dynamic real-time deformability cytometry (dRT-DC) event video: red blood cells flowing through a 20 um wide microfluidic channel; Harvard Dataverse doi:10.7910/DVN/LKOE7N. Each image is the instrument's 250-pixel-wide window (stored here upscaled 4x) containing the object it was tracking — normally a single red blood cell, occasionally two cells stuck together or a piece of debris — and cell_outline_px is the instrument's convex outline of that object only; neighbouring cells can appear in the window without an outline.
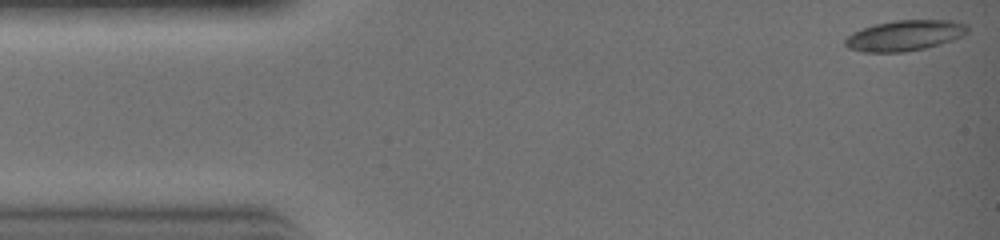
{"species": "common noctule bat (a hibernating species)", "species_latin": "Nyctalus noctula", "temperature_condition": "warm", "stored_images_in_passage": 12, "camera_frame_rate_fps": 3000, "um_per_image_px": 0.085, "animal": {"sex": "female", "body_mass_g": 19.0, "forearm_length_mm": 51.5}, "frame": {"image": 1, "passage_image": 1, "time_ms": 0.0, "image_size_px": [1000, 240], "cell_outline_px": [[968, 32], [952, 40], [924, 48], [904, 52], [864, 52], [848, 48], [844, 44], [844, 40], [852, 32], [876, 24], [896, 20], [952, 20], [968, 24]], "centroid_in_image_um": [76.9, 3.01], "position_along_channel_um": 8.1, "area_um2": 21.68}}
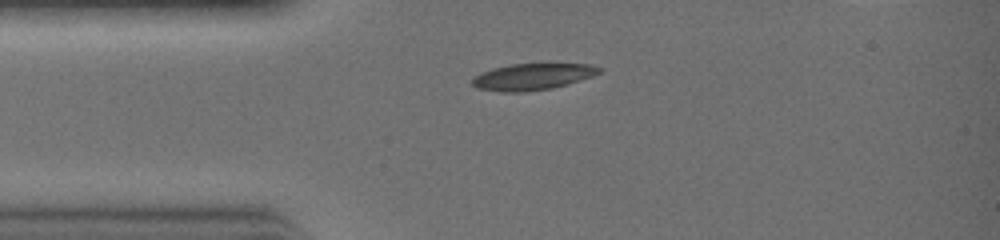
{"frame": {"image": 2, "passage_image": 7, "time_ms": 2.0, "image_size_px": [1000, 240], "cell_outline_px": [[604, 68], [600, 72], [592, 76], [552, 88], [524, 92], [500, 92], [476, 88], [472, 84], [472, 80], [476, 76], [492, 68], [512, 64], [588, 64]], "centroid_in_image_um": [45.25, 6.52], "position_along_channel_um": 39.7, "area_um2": 19.36}}